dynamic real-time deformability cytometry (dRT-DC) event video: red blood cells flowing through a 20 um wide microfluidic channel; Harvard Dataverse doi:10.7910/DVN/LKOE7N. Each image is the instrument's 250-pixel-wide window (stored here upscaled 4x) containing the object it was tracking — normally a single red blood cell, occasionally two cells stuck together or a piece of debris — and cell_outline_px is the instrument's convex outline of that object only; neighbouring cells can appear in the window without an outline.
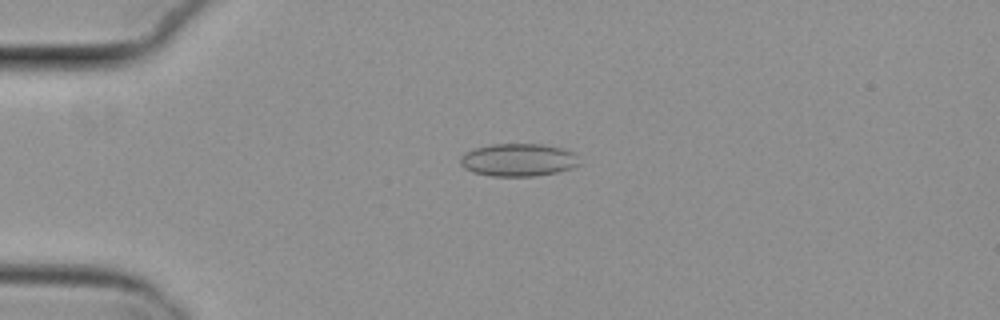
{"species": "common noctule bat (a hibernating species)", "species_latin": "Nyctalus noctula", "temperature_condition": "cold", "stored_images_in_passage": 55, "camera_frame_rate_fps": 3000, "um_per_image_px": 0.085, "animal": {"sex": "female", "body_mass_g": 29.2, "forearm_length_mm": 56.3}, "frame": {"image": 1, "passage_image": 14, "time_ms": 4.333, "image_size_px": [1000, 320], "cell_outline_px": [[580, 164], [572, 168], [556, 172], [532, 176], [492, 176], [472, 172], [464, 168], [460, 164], [460, 156], [464, 152], [472, 148], [492, 144], [540, 144], [564, 148], [572, 152], [576, 156]], "centroid_in_image_um": [44.01, 13.59], "position_along_channel_um": 41.0, "area_um2": 22.83}}
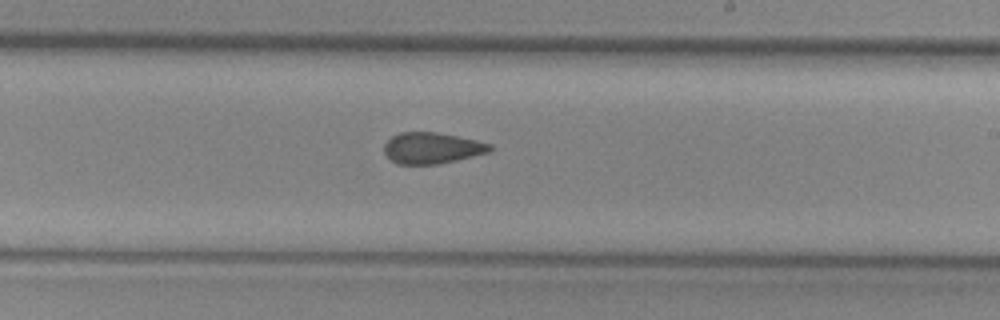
{"frame": {"image": 2, "passage_image": 33, "time_ms": 10.667, "image_size_px": [1000, 320], "cell_outline_px": [[492, 152], [456, 160], [436, 164], [396, 164], [384, 152], [384, 144], [392, 136], [400, 132], [436, 132], [476, 140], [492, 144]], "centroid_in_image_um": [36.73, 12.58], "position_along_channel_um": 252.3, "area_um2": 19.19}}
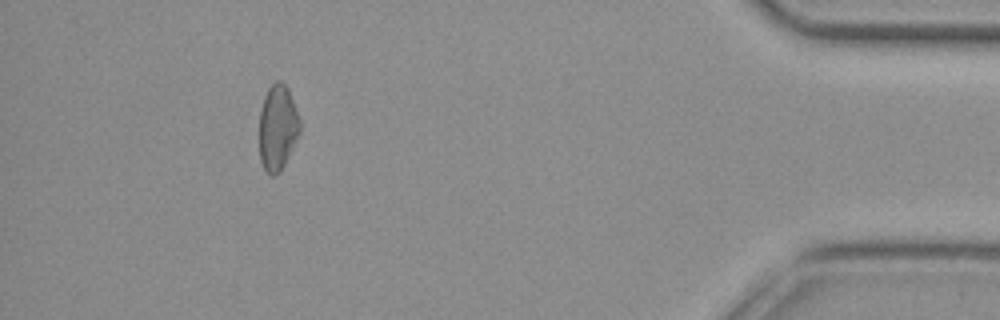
{"frame": {"image": 3, "passage_image": 50, "time_ms": 16.333, "image_size_px": [1000, 320], "cell_outline_px": [[300, 132], [280, 172], [276, 176], [272, 176], [264, 168], [260, 160], [260, 112], [264, 96], [268, 88], [276, 80], [280, 80], [288, 88], [300, 120]], "centroid_in_image_um": [23.6, 10.83], "position_along_channel_um": 411.6, "area_um2": 20.06}, "authors_computed_cell_mechanics": {"area_um2": 20.5768, "velocity_mm_per_s": 3.8353, "shape_relaxation_time_tau1_ms": null, "shape_relaxation_time_tau2_ms": 1.9162, "deformation_change_tau1": null, "deformation_change_tau2": 0.0784}}